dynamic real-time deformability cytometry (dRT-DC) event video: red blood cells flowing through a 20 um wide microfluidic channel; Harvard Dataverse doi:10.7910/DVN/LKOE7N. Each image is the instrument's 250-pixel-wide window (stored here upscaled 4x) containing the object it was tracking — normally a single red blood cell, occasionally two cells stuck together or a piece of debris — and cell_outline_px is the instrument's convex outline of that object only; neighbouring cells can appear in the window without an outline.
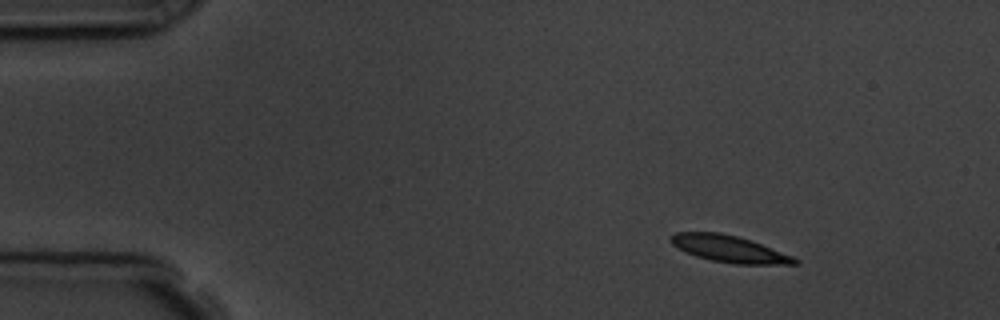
{"species": "common noctule bat (a hibernating species)", "species_latin": "Nyctalus noctula", "temperature_condition": "room temperature", "stored_images_in_passage": 9, "camera_frame_rate_fps": 3000, "um_per_image_px": 0.085, "animal": {"sex": "male", "body_mass_g": 19.5, "forearm_length_mm": 54.6}, "frame": {"image": 1, "passage_image": 2, "time_ms": 1.0, "image_size_px": [1000, 320], "cell_outline_px": [[800, 264], [732, 264], [712, 260], [696, 256], [684, 252], [672, 244], [668, 240], [668, 236], [676, 232], [720, 232], [752, 240], [792, 256], [800, 260]], "centroid_in_image_um": [61.95, 21.15], "position_along_channel_um": 23.0, "area_um2": 19.48}}